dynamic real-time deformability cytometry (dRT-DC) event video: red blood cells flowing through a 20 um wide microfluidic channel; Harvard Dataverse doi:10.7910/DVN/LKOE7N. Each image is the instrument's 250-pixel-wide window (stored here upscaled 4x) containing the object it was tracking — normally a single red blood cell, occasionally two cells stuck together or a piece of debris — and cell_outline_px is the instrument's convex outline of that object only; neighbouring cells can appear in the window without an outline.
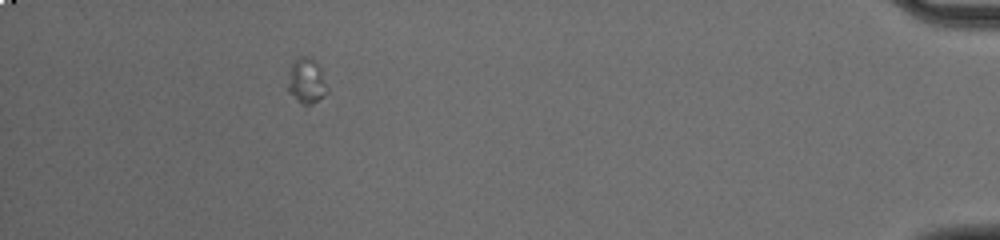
{"species": "common noctule bat (a hibernating species)", "species_latin": "Nyctalus noctula", "temperature_condition": "cold", "stored_images_in_passage": 53, "camera_frame_rate_fps": 3000, "um_per_image_px": 0.085, "animal": {"sex": "male", "body_mass_g": 20.0, "forearm_length_mm": 53.3}, "frame": {"image": 1, "passage_image": 52, "time_ms": 17.0, "image_size_px": [1000, 240], "cell_outline_px": [[328, 92], [324, 96], [312, 104], [304, 104], [296, 100], [288, 92], [288, 84], [292, 64], [296, 56], [304, 56], [312, 60], [320, 68], [328, 88]], "centroid_in_image_um": [26.06, 6.9], "position_along_channel_um": 409.1, "area_um2": 10.17}}